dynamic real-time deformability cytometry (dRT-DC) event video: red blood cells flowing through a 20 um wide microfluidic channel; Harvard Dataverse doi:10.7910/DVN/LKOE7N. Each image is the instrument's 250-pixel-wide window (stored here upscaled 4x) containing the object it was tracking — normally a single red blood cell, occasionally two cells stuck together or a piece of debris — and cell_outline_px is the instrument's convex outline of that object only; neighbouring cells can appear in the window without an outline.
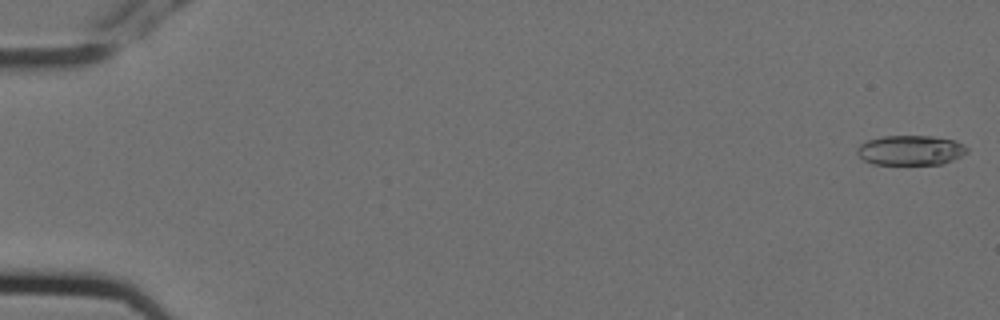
{"species": "Egyptian fruit bat (a non-hibernating species)", "species_latin": "Rousettus aegyptiacus", "temperature_condition": "cold", "stored_images_in_passage": 6, "camera_frame_rate_fps": 3000, "um_per_image_px": 0.085, "animal": {"sex": "female"}, "frame": {"image": 1, "passage_image": 1, "time_ms": 0.0, "image_size_px": [1000, 320], "cell_outline_px": [[968, 152], [952, 160], [940, 164], [872, 164], [864, 160], [856, 152], [856, 148], [860, 144], [868, 140], [884, 136], [932, 136], [956, 140], [964, 144], [968, 148]], "centroid_in_image_um": [77.41, 12.76], "position_along_channel_um": 7.6, "area_um2": 19.13}}
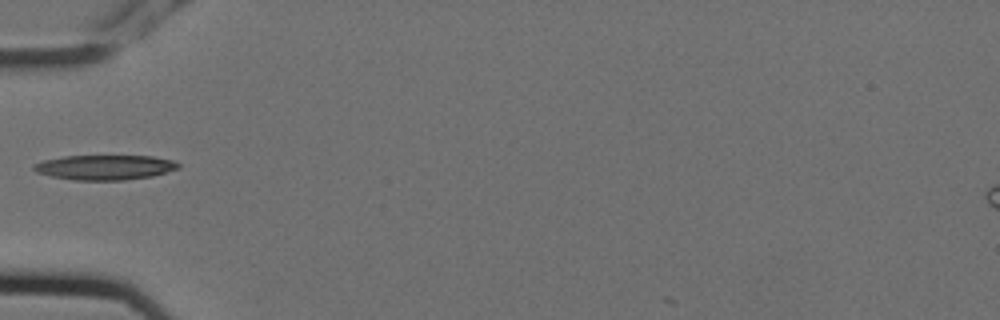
{"frame": {"image": 2, "passage_image": 5, "time_ms": 1.333, "image_size_px": [1000, 320], "cell_outline_px": [[180, 168], [152, 176], [124, 180], [72, 180], [52, 176], [36, 172], [32, 168], [32, 164], [44, 160], [64, 156], [152, 156], [172, 160], [180, 164]], "centroid_in_image_um": [8.9, 14.22], "position_along_channel_um": 76.1, "area_um2": 20.92}}